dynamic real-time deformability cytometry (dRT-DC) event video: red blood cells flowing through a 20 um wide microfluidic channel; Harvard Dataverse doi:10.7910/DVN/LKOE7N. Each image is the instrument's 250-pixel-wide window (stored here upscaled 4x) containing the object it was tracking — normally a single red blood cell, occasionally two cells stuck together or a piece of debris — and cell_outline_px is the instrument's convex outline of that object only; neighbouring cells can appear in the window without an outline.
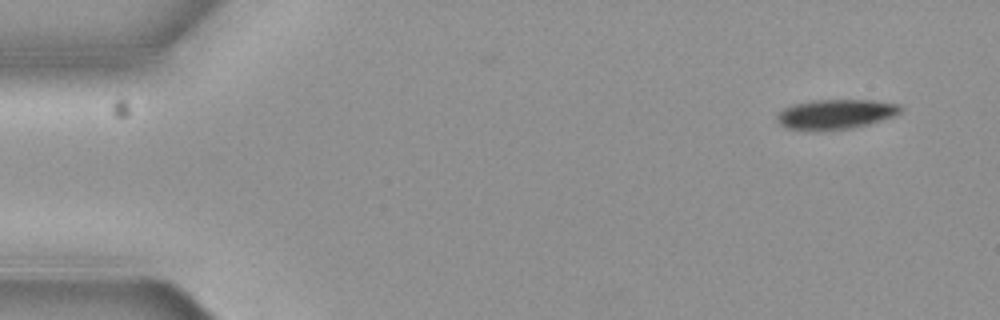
{"species": "common noctule bat (a hibernating species)", "species_latin": "Nyctalus noctula", "temperature_condition": "cold", "stored_images_in_passage": 6, "camera_frame_rate_fps": 3000, "um_per_image_px": 0.085, "animal": {"sex": "female", "body_mass_g": 19.3, "forearm_length_mm": 54.1}, "frame": {"image": 1, "passage_image": 1, "time_ms": 0.0, "image_size_px": [1000, 320], "cell_outline_px": [[904, 108], [900, 112], [892, 116], [868, 124], [848, 128], [788, 128], [780, 124], [776, 120], [776, 116], [784, 108], [792, 104], [812, 100], [872, 100], [900, 104]], "centroid_in_image_um": [71.05, 9.65], "position_along_channel_um": 13.9, "area_um2": 20.69}}
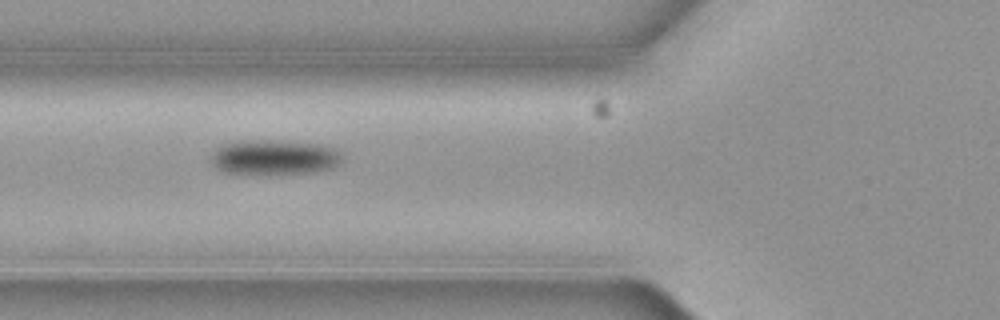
{"frame": {"image": 2, "passage_image": 6, "time_ms": 1.667, "image_size_px": [1000, 320], "cell_outline_px": [[340, 160], [332, 168], [312, 172], [224, 172], [216, 168], [208, 160], [208, 156], [216, 148], [224, 144], [248, 140], [268, 140], [320, 144], [336, 148], [340, 152]], "centroid_in_image_um": [23.26, 13.33], "position_along_channel_um": 102.5, "area_um2": 26.07}}